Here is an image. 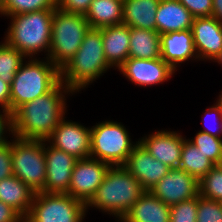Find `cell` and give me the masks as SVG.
Returning <instances> with one entry per match:
<instances>
[{"label": "cell", "instance_id": "obj_1", "mask_svg": "<svg viewBox=\"0 0 222 222\" xmlns=\"http://www.w3.org/2000/svg\"><path fill=\"white\" fill-rule=\"evenodd\" d=\"M64 92L73 91L60 81L50 92L18 107L11 114L13 136L46 141L64 118Z\"/></svg>", "mask_w": 222, "mask_h": 222}, {"label": "cell", "instance_id": "obj_2", "mask_svg": "<svg viewBox=\"0 0 222 222\" xmlns=\"http://www.w3.org/2000/svg\"><path fill=\"white\" fill-rule=\"evenodd\" d=\"M145 192L140 182L123 166H110L94 196L86 204L121 220Z\"/></svg>", "mask_w": 222, "mask_h": 222}, {"label": "cell", "instance_id": "obj_3", "mask_svg": "<svg viewBox=\"0 0 222 222\" xmlns=\"http://www.w3.org/2000/svg\"><path fill=\"white\" fill-rule=\"evenodd\" d=\"M110 67L105 59L101 31L90 28L78 51L60 70V79L76 92L89 85Z\"/></svg>", "mask_w": 222, "mask_h": 222}, {"label": "cell", "instance_id": "obj_4", "mask_svg": "<svg viewBox=\"0 0 222 222\" xmlns=\"http://www.w3.org/2000/svg\"><path fill=\"white\" fill-rule=\"evenodd\" d=\"M53 16L54 10L10 15L12 23L5 42L25 57L32 58L43 49H47L49 55Z\"/></svg>", "mask_w": 222, "mask_h": 222}, {"label": "cell", "instance_id": "obj_5", "mask_svg": "<svg viewBox=\"0 0 222 222\" xmlns=\"http://www.w3.org/2000/svg\"><path fill=\"white\" fill-rule=\"evenodd\" d=\"M60 81V70L49 59L22 63L11 83L10 114L22 104L50 92Z\"/></svg>", "mask_w": 222, "mask_h": 222}, {"label": "cell", "instance_id": "obj_6", "mask_svg": "<svg viewBox=\"0 0 222 222\" xmlns=\"http://www.w3.org/2000/svg\"><path fill=\"white\" fill-rule=\"evenodd\" d=\"M89 30L90 25L85 14L67 13L55 8L47 59L61 70L78 51Z\"/></svg>", "mask_w": 222, "mask_h": 222}, {"label": "cell", "instance_id": "obj_7", "mask_svg": "<svg viewBox=\"0 0 222 222\" xmlns=\"http://www.w3.org/2000/svg\"><path fill=\"white\" fill-rule=\"evenodd\" d=\"M135 146L120 123L105 121L91 128L90 158L110 166H123Z\"/></svg>", "mask_w": 222, "mask_h": 222}, {"label": "cell", "instance_id": "obj_8", "mask_svg": "<svg viewBox=\"0 0 222 222\" xmlns=\"http://www.w3.org/2000/svg\"><path fill=\"white\" fill-rule=\"evenodd\" d=\"M43 140L15 137L11 142L13 175L33 191L40 192L46 180V159Z\"/></svg>", "mask_w": 222, "mask_h": 222}, {"label": "cell", "instance_id": "obj_9", "mask_svg": "<svg viewBox=\"0 0 222 222\" xmlns=\"http://www.w3.org/2000/svg\"><path fill=\"white\" fill-rule=\"evenodd\" d=\"M86 204L67 193H35L24 222H82Z\"/></svg>", "mask_w": 222, "mask_h": 222}, {"label": "cell", "instance_id": "obj_10", "mask_svg": "<svg viewBox=\"0 0 222 222\" xmlns=\"http://www.w3.org/2000/svg\"><path fill=\"white\" fill-rule=\"evenodd\" d=\"M110 165L93 158L79 159L72 170L67 194L87 204L102 183Z\"/></svg>", "mask_w": 222, "mask_h": 222}, {"label": "cell", "instance_id": "obj_11", "mask_svg": "<svg viewBox=\"0 0 222 222\" xmlns=\"http://www.w3.org/2000/svg\"><path fill=\"white\" fill-rule=\"evenodd\" d=\"M150 191L171 207L199 196V181L182 169L173 168Z\"/></svg>", "mask_w": 222, "mask_h": 222}, {"label": "cell", "instance_id": "obj_12", "mask_svg": "<svg viewBox=\"0 0 222 222\" xmlns=\"http://www.w3.org/2000/svg\"><path fill=\"white\" fill-rule=\"evenodd\" d=\"M46 141L78 160L90 158L91 129L76 122L63 118Z\"/></svg>", "mask_w": 222, "mask_h": 222}, {"label": "cell", "instance_id": "obj_13", "mask_svg": "<svg viewBox=\"0 0 222 222\" xmlns=\"http://www.w3.org/2000/svg\"><path fill=\"white\" fill-rule=\"evenodd\" d=\"M45 146L44 143L46 180L44 188L40 192L67 193L72 170L78 159L51 145L47 148Z\"/></svg>", "mask_w": 222, "mask_h": 222}, {"label": "cell", "instance_id": "obj_14", "mask_svg": "<svg viewBox=\"0 0 222 222\" xmlns=\"http://www.w3.org/2000/svg\"><path fill=\"white\" fill-rule=\"evenodd\" d=\"M123 167L140 182L145 191H150L170 170L167 165L146 151L139 142L136 143Z\"/></svg>", "mask_w": 222, "mask_h": 222}, {"label": "cell", "instance_id": "obj_15", "mask_svg": "<svg viewBox=\"0 0 222 222\" xmlns=\"http://www.w3.org/2000/svg\"><path fill=\"white\" fill-rule=\"evenodd\" d=\"M136 85L149 86L169 79L175 70L161 57L155 59L128 58L119 68Z\"/></svg>", "mask_w": 222, "mask_h": 222}, {"label": "cell", "instance_id": "obj_16", "mask_svg": "<svg viewBox=\"0 0 222 222\" xmlns=\"http://www.w3.org/2000/svg\"><path fill=\"white\" fill-rule=\"evenodd\" d=\"M197 58L214 60L222 50V24L214 17H197L191 27Z\"/></svg>", "mask_w": 222, "mask_h": 222}, {"label": "cell", "instance_id": "obj_17", "mask_svg": "<svg viewBox=\"0 0 222 222\" xmlns=\"http://www.w3.org/2000/svg\"><path fill=\"white\" fill-rule=\"evenodd\" d=\"M183 138L180 133L158 131L138 141L156 160L167 165L170 169L178 168L181 161Z\"/></svg>", "mask_w": 222, "mask_h": 222}, {"label": "cell", "instance_id": "obj_18", "mask_svg": "<svg viewBox=\"0 0 222 222\" xmlns=\"http://www.w3.org/2000/svg\"><path fill=\"white\" fill-rule=\"evenodd\" d=\"M160 39L161 58L174 70H176L177 63H182L192 56L197 59L191 30L161 34Z\"/></svg>", "mask_w": 222, "mask_h": 222}, {"label": "cell", "instance_id": "obj_19", "mask_svg": "<svg viewBox=\"0 0 222 222\" xmlns=\"http://www.w3.org/2000/svg\"><path fill=\"white\" fill-rule=\"evenodd\" d=\"M99 30L106 61L111 67L119 68L129 58L130 27L122 23Z\"/></svg>", "mask_w": 222, "mask_h": 222}, {"label": "cell", "instance_id": "obj_20", "mask_svg": "<svg viewBox=\"0 0 222 222\" xmlns=\"http://www.w3.org/2000/svg\"><path fill=\"white\" fill-rule=\"evenodd\" d=\"M193 19L178 0H161L156 11V31L161 35L191 30Z\"/></svg>", "mask_w": 222, "mask_h": 222}, {"label": "cell", "instance_id": "obj_21", "mask_svg": "<svg viewBox=\"0 0 222 222\" xmlns=\"http://www.w3.org/2000/svg\"><path fill=\"white\" fill-rule=\"evenodd\" d=\"M170 222V206L151 191H145L121 222Z\"/></svg>", "mask_w": 222, "mask_h": 222}, {"label": "cell", "instance_id": "obj_22", "mask_svg": "<svg viewBox=\"0 0 222 222\" xmlns=\"http://www.w3.org/2000/svg\"><path fill=\"white\" fill-rule=\"evenodd\" d=\"M35 193L14 175L0 180V201L16 210L24 219L30 212Z\"/></svg>", "mask_w": 222, "mask_h": 222}, {"label": "cell", "instance_id": "obj_23", "mask_svg": "<svg viewBox=\"0 0 222 222\" xmlns=\"http://www.w3.org/2000/svg\"><path fill=\"white\" fill-rule=\"evenodd\" d=\"M161 0H123L122 23L130 28L156 31V11Z\"/></svg>", "mask_w": 222, "mask_h": 222}, {"label": "cell", "instance_id": "obj_24", "mask_svg": "<svg viewBox=\"0 0 222 222\" xmlns=\"http://www.w3.org/2000/svg\"><path fill=\"white\" fill-rule=\"evenodd\" d=\"M85 17L94 29L122 24L123 0H93Z\"/></svg>", "mask_w": 222, "mask_h": 222}, {"label": "cell", "instance_id": "obj_25", "mask_svg": "<svg viewBox=\"0 0 222 222\" xmlns=\"http://www.w3.org/2000/svg\"><path fill=\"white\" fill-rule=\"evenodd\" d=\"M161 57V39L157 31L130 28L129 58Z\"/></svg>", "mask_w": 222, "mask_h": 222}, {"label": "cell", "instance_id": "obj_26", "mask_svg": "<svg viewBox=\"0 0 222 222\" xmlns=\"http://www.w3.org/2000/svg\"><path fill=\"white\" fill-rule=\"evenodd\" d=\"M214 166L215 164L205 157L195 145L187 139L184 140L179 169L200 181Z\"/></svg>", "mask_w": 222, "mask_h": 222}, {"label": "cell", "instance_id": "obj_27", "mask_svg": "<svg viewBox=\"0 0 222 222\" xmlns=\"http://www.w3.org/2000/svg\"><path fill=\"white\" fill-rule=\"evenodd\" d=\"M55 8H57V0H0V14L8 17Z\"/></svg>", "mask_w": 222, "mask_h": 222}, {"label": "cell", "instance_id": "obj_28", "mask_svg": "<svg viewBox=\"0 0 222 222\" xmlns=\"http://www.w3.org/2000/svg\"><path fill=\"white\" fill-rule=\"evenodd\" d=\"M25 56L6 42L0 44V78L11 85Z\"/></svg>", "mask_w": 222, "mask_h": 222}, {"label": "cell", "instance_id": "obj_29", "mask_svg": "<svg viewBox=\"0 0 222 222\" xmlns=\"http://www.w3.org/2000/svg\"><path fill=\"white\" fill-rule=\"evenodd\" d=\"M215 165L222 164V139L200 131L193 140H189Z\"/></svg>", "mask_w": 222, "mask_h": 222}, {"label": "cell", "instance_id": "obj_30", "mask_svg": "<svg viewBox=\"0 0 222 222\" xmlns=\"http://www.w3.org/2000/svg\"><path fill=\"white\" fill-rule=\"evenodd\" d=\"M199 195L207 199L222 201V164L215 165L199 181Z\"/></svg>", "mask_w": 222, "mask_h": 222}, {"label": "cell", "instance_id": "obj_31", "mask_svg": "<svg viewBox=\"0 0 222 222\" xmlns=\"http://www.w3.org/2000/svg\"><path fill=\"white\" fill-rule=\"evenodd\" d=\"M196 222H222L221 202L199 195Z\"/></svg>", "mask_w": 222, "mask_h": 222}, {"label": "cell", "instance_id": "obj_32", "mask_svg": "<svg viewBox=\"0 0 222 222\" xmlns=\"http://www.w3.org/2000/svg\"><path fill=\"white\" fill-rule=\"evenodd\" d=\"M198 196L170 207V222H196Z\"/></svg>", "mask_w": 222, "mask_h": 222}, {"label": "cell", "instance_id": "obj_33", "mask_svg": "<svg viewBox=\"0 0 222 222\" xmlns=\"http://www.w3.org/2000/svg\"><path fill=\"white\" fill-rule=\"evenodd\" d=\"M194 18L212 16V0H178Z\"/></svg>", "mask_w": 222, "mask_h": 222}, {"label": "cell", "instance_id": "obj_34", "mask_svg": "<svg viewBox=\"0 0 222 222\" xmlns=\"http://www.w3.org/2000/svg\"><path fill=\"white\" fill-rule=\"evenodd\" d=\"M13 175L11 142L0 144V180Z\"/></svg>", "mask_w": 222, "mask_h": 222}, {"label": "cell", "instance_id": "obj_35", "mask_svg": "<svg viewBox=\"0 0 222 222\" xmlns=\"http://www.w3.org/2000/svg\"><path fill=\"white\" fill-rule=\"evenodd\" d=\"M93 0H57V7L67 13L86 14Z\"/></svg>", "mask_w": 222, "mask_h": 222}, {"label": "cell", "instance_id": "obj_36", "mask_svg": "<svg viewBox=\"0 0 222 222\" xmlns=\"http://www.w3.org/2000/svg\"><path fill=\"white\" fill-rule=\"evenodd\" d=\"M212 113L215 114V116H216L215 119L218 120V123L220 121V124H219L220 126L218 127L219 130H218V128H216L217 129L216 130L215 128H209L207 126V129L205 128V130H202V131L206 132L210 135L216 136L218 138H221L220 134L222 133V108L216 103L215 106H212L211 108H209L206 111V113H205L206 116L204 117V120H205V118H207V116L209 117ZM213 114L211 116H213Z\"/></svg>", "mask_w": 222, "mask_h": 222}, {"label": "cell", "instance_id": "obj_37", "mask_svg": "<svg viewBox=\"0 0 222 222\" xmlns=\"http://www.w3.org/2000/svg\"><path fill=\"white\" fill-rule=\"evenodd\" d=\"M0 222H24V218L16 210L0 201Z\"/></svg>", "mask_w": 222, "mask_h": 222}, {"label": "cell", "instance_id": "obj_38", "mask_svg": "<svg viewBox=\"0 0 222 222\" xmlns=\"http://www.w3.org/2000/svg\"><path fill=\"white\" fill-rule=\"evenodd\" d=\"M10 90L11 85L0 78V105L3 113L6 112L10 114Z\"/></svg>", "mask_w": 222, "mask_h": 222}, {"label": "cell", "instance_id": "obj_39", "mask_svg": "<svg viewBox=\"0 0 222 222\" xmlns=\"http://www.w3.org/2000/svg\"><path fill=\"white\" fill-rule=\"evenodd\" d=\"M5 129H8L9 132L12 130L11 114L6 112H4V114H0V144L7 142L4 137Z\"/></svg>", "mask_w": 222, "mask_h": 222}, {"label": "cell", "instance_id": "obj_40", "mask_svg": "<svg viewBox=\"0 0 222 222\" xmlns=\"http://www.w3.org/2000/svg\"><path fill=\"white\" fill-rule=\"evenodd\" d=\"M212 17L222 24V0H212Z\"/></svg>", "mask_w": 222, "mask_h": 222}, {"label": "cell", "instance_id": "obj_41", "mask_svg": "<svg viewBox=\"0 0 222 222\" xmlns=\"http://www.w3.org/2000/svg\"><path fill=\"white\" fill-rule=\"evenodd\" d=\"M216 60L219 64H222V50L220 51L219 55L214 59Z\"/></svg>", "mask_w": 222, "mask_h": 222}, {"label": "cell", "instance_id": "obj_42", "mask_svg": "<svg viewBox=\"0 0 222 222\" xmlns=\"http://www.w3.org/2000/svg\"><path fill=\"white\" fill-rule=\"evenodd\" d=\"M219 100L217 101V104L222 108V93L221 95L219 96Z\"/></svg>", "mask_w": 222, "mask_h": 222}]
</instances>
